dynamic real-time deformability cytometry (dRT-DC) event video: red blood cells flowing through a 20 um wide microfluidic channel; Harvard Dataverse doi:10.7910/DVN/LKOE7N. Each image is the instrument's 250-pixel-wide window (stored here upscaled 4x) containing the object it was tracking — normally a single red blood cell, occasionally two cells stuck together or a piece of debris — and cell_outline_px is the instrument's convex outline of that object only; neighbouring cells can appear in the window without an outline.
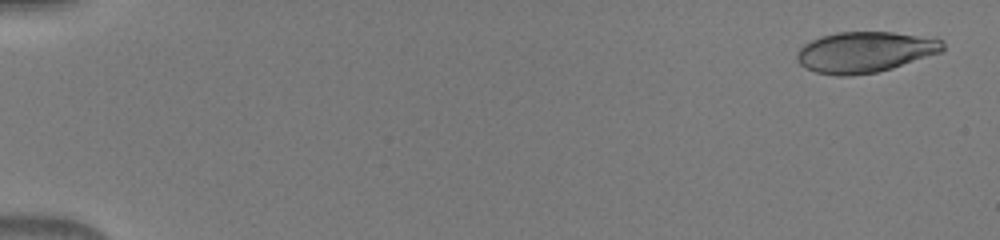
{"species": "human", "species_latin": "Homo sapiens", "temperature_condition": "warm", "stored_images_in_passage": 48, "camera_frame_rate_fps": 3000, "um_per_image_px": 0.085, "donor": {"sex": "male"}, "frame": {"image": 1, "passage_image": 2, "time_ms": 0.333, "image_size_px": [1000, 240], "cell_outline_px": [[944, 52], [892, 68], [876, 72], [848, 76], [836, 76], [816, 72], [800, 64], [796, 60], [796, 52], [804, 44], [820, 36], [836, 32], [892, 32], [944, 40]], "centroid_in_image_um": [73.52, 4.43], "position_along_channel_um": 11.5, "area_um2": 34.74}}
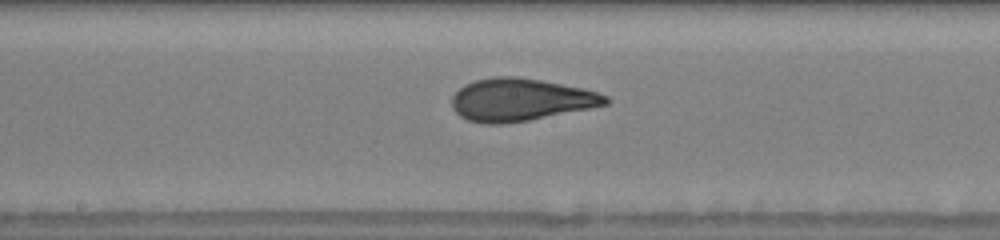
{"frame": {"image": 2, "passage_image": 28, "time_ms": 9.0, "image_size_px": [1000, 240], "cell_outline_px": [[612, 100], [608, 104], [528, 120], [504, 124], [484, 124], [468, 120], [460, 116], [452, 108], [452, 96], [464, 84], [476, 80], [496, 76], [516, 76], [540, 80], [584, 88], [608, 96]], "centroid_in_image_um": [44.23, 8.47], "position_along_channel_um": 204.0, "area_um2": 37.97}}
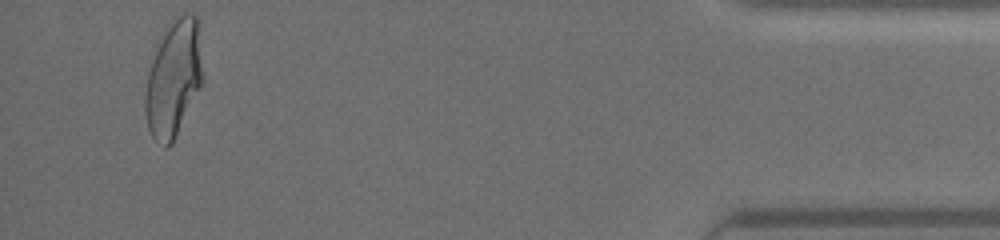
{"frame": {"image": 3, "passage_image": 48, "time_ms": 15.667, "image_size_px": [1000, 240], "cell_outline_px": [[204, 80], [172, 144], [168, 148], [164, 148], [156, 144], [148, 128], [144, 112], [144, 96], [148, 72], [156, 40], [164, 28], [172, 20], [184, 12], [192, 12], [200, 20], [204, 76]], "centroid_in_image_um": [14.76, 6.61], "position_along_channel_um": 420.4, "area_um2": 40.75}}